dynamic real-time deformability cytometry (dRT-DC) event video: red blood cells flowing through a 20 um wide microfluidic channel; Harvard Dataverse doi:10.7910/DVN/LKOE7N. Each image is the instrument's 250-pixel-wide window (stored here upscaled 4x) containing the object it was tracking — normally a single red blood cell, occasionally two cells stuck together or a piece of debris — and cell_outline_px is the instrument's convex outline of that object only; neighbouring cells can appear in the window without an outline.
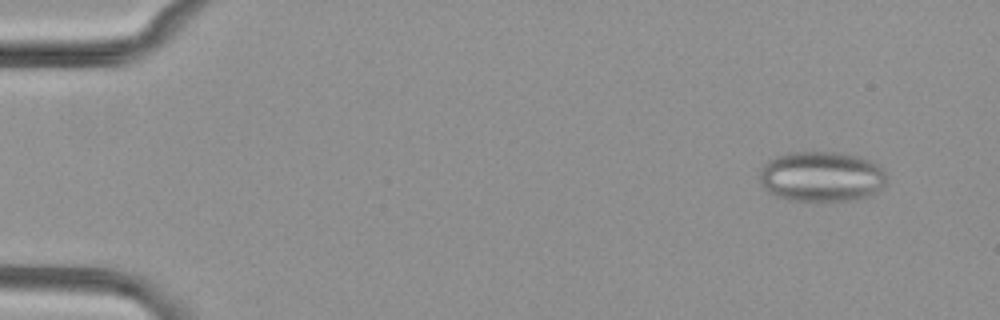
{"species": "common noctule bat (a hibernating species)", "species_latin": "Nyctalus noctula", "temperature_condition": "cold", "stored_images_in_passage": 9, "camera_frame_rate_fps": 3000, "um_per_image_px": 0.085, "animal": {"sex": "female", "body_mass_g": 29.2, "forearm_length_mm": 56.3}, "frame": {"image": 1, "passage_image": 5, "time_ms": 1.333, "image_size_px": [1000, 320], "cell_outline_px": [[888, 176], [884, 184], [876, 192], [868, 196], [852, 200], [820, 204], [788, 200], [776, 196], [768, 192], [764, 188], [760, 180], [760, 172], [764, 164], [768, 160], [776, 156], [788, 152], [836, 152], [856, 156], [868, 160], [884, 168]], "centroid_in_image_um": [69.82, 15.05], "position_along_channel_um": 15.2, "area_um2": 38.15}}